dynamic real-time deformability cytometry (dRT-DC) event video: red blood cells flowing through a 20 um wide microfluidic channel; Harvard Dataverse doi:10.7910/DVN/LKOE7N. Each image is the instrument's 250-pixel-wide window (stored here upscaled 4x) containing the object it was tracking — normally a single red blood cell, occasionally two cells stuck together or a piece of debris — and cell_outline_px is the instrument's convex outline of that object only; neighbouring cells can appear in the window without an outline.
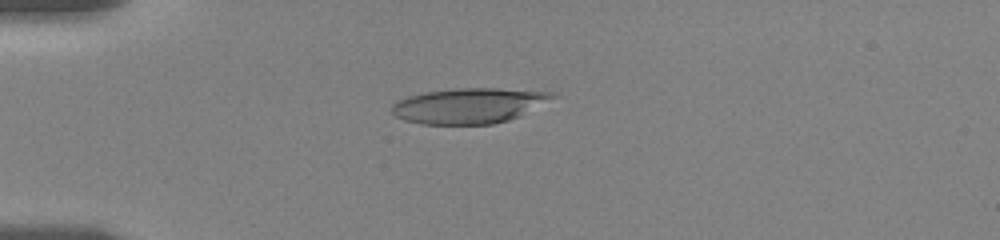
{"species": "human", "species_latin": "Homo sapiens", "temperature_condition": "room temperature", "stored_images_in_passage": 49, "camera_frame_rate_fps": 3000, "um_per_image_px": 0.085, "donor": {"sex": "female"}, "frame": {"image": 1, "passage_image": 26, "time_ms": 4.667, "image_size_px": [1000, 240], "cell_outline_px": [[556, 96], [520, 116], [508, 120], [492, 124], [420, 124], [404, 120], [396, 116], [392, 112], [392, 104], [396, 100], [408, 96], [428, 92], [460, 88], [496, 88], [552, 92]], "centroid_in_image_um": [39.82, 8.98], "position_along_channel_um": 45.2, "area_um2": 32.77}}
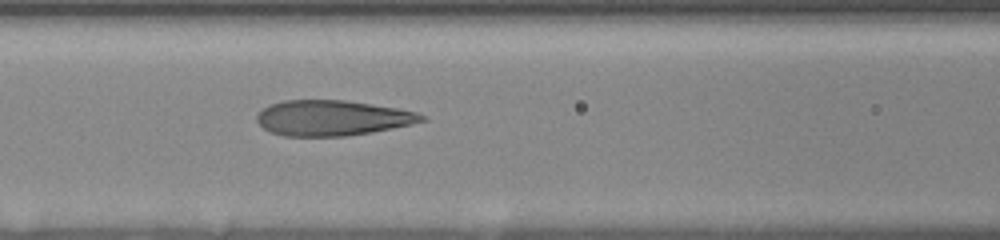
{"frame": {"image": 2, "passage_image": 38, "time_ms": 8.0, "image_size_px": [1000, 240], "cell_outline_px": [[428, 120], [412, 124], [372, 132], [344, 136], [284, 136], [272, 132], [264, 128], [256, 120], [256, 116], [264, 108], [272, 104], [284, 100], [344, 100], [396, 108], [416, 112], [428, 116]], "centroid_in_image_um": [28.28, 10.03], "position_along_channel_um": 138.3, "area_um2": 33.81}}
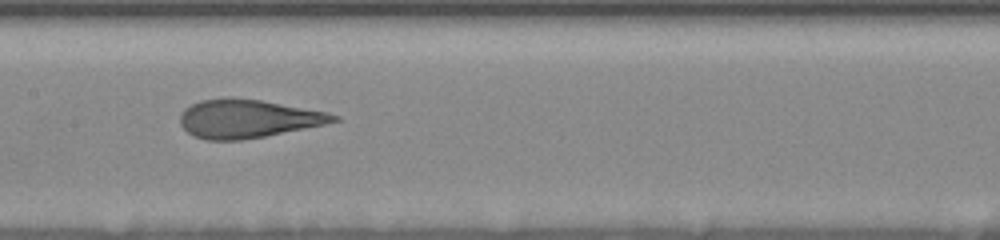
{"frame": {"image": 3, "passage_image": 48, "time_ms": 9.333, "image_size_px": [1000, 240], "cell_outline_px": [[340, 120], [324, 124], [264, 136], [240, 140], [204, 140], [192, 136], [180, 124], [180, 116], [184, 108], [200, 100], [260, 100], [328, 112], [340, 116]], "centroid_in_image_um": [21.06, 10.12], "position_along_channel_um": 186.3, "area_um2": 33.47}}